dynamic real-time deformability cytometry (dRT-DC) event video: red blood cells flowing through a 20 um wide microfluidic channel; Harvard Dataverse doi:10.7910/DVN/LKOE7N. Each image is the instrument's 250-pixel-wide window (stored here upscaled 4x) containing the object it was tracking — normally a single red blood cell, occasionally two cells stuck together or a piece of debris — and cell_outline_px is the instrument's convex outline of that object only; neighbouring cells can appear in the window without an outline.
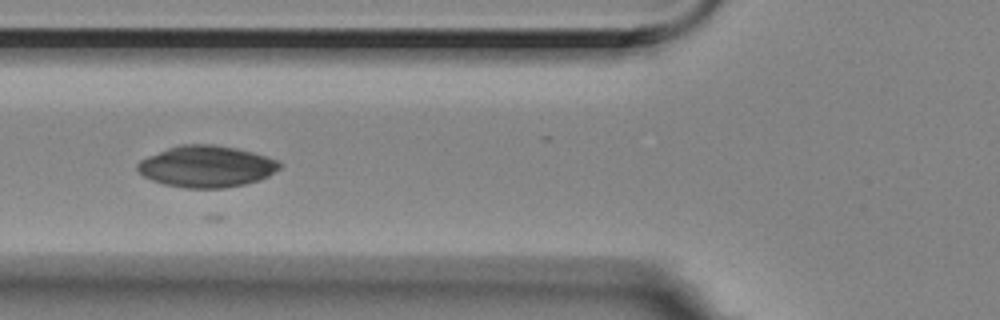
{"species": "Egyptian fruit bat (a non-hibernating species)", "species_latin": "Rousettus aegyptiacus", "temperature_condition": "room temperature", "stored_images_in_passage": 7, "camera_frame_rate_fps": 3000, "um_per_image_px": 0.085, "animal": {"sex": "female"}, "frame": {"image": 1, "passage_image": 5, "time_ms": 1.333, "image_size_px": [1000, 320], "cell_outline_px": [[280, 168], [268, 176], [260, 180], [244, 184], [224, 188], [184, 188], [164, 184], [152, 180], [144, 176], [136, 168], [136, 164], [140, 160], [148, 156], [168, 148], [180, 144], [212, 144], [236, 148], [252, 152], [276, 160], [280, 164]], "centroid_in_image_um": [17.52, 14.15], "position_along_channel_um": 108.3, "area_um2": 34.22}}